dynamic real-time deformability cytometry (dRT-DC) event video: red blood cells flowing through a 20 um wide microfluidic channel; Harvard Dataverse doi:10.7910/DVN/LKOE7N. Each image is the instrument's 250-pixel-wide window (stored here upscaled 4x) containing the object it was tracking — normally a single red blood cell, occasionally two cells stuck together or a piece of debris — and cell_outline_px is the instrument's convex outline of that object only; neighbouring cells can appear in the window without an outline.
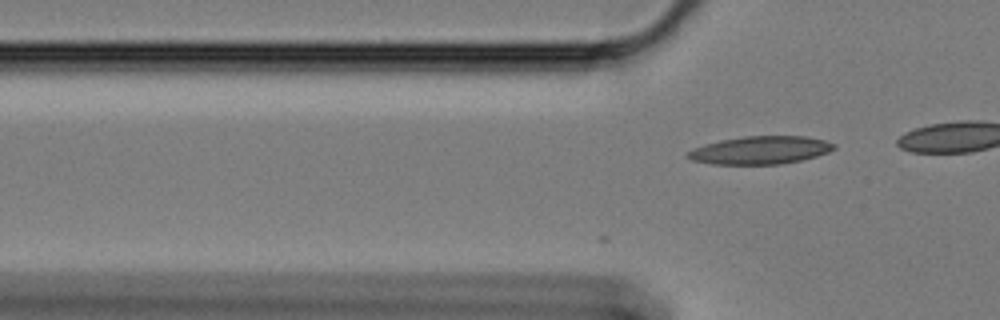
{"species": "Egyptian fruit bat (a non-hibernating species)", "species_latin": "Rousettus aegyptiacus", "temperature_condition": "cold", "stored_images_in_passage": 15, "camera_frame_rate_fps": 3000, "um_per_image_px": 0.085, "animal": {"sex": "female"}, "frame": {"image": 1, "passage_image": 15, "time_ms": 4.667, "image_size_px": [1000, 320], "cell_outline_px": [[836, 148], [828, 152], [816, 156], [800, 160], [780, 164], [712, 164], [692, 160], [684, 156], [692, 148], [704, 144], [720, 140], [744, 136], [804, 136], [824, 140], [836, 144]], "centroid_in_image_um": [64.6, 12.76], "position_along_channel_um": 61.2, "area_um2": 23.81}}